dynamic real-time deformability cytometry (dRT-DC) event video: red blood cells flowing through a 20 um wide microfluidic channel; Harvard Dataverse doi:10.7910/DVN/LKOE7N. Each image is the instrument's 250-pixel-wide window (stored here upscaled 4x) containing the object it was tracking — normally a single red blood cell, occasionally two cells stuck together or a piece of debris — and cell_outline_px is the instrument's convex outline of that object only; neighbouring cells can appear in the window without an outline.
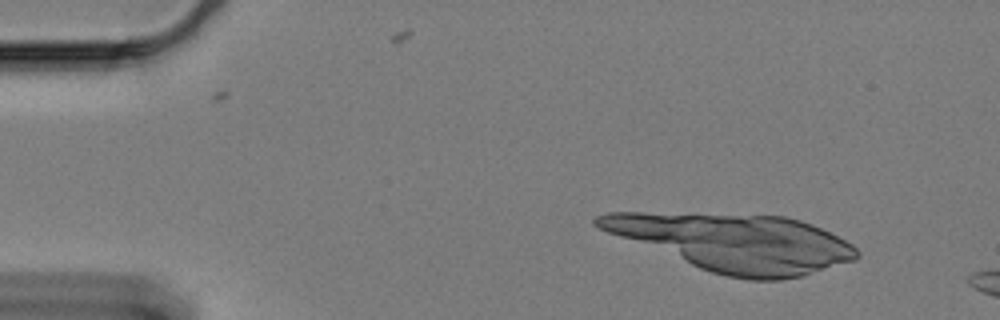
{"species": "Egyptian fruit bat (a non-hibernating species)", "species_latin": "Rousettus aegyptiacus", "temperature_condition": "cold", "stored_images_in_passage": 14, "camera_frame_rate_fps": 3000, "um_per_image_px": 0.085, "animal": {"sex": "female"}, "frame": {"image": 1, "passage_image": 9, "time_ms": 2.667, "image_size_px": [1000, 320], "cell_outline_px": [[808, 264], [788, 276], [740, 276], [720, 272], [696, 264], [692, 260], [788, 260]], "centroid_in_image_um": [64.01, 22.71], "position_along_channel_um": 21.0, "area_um2": 10.17}}